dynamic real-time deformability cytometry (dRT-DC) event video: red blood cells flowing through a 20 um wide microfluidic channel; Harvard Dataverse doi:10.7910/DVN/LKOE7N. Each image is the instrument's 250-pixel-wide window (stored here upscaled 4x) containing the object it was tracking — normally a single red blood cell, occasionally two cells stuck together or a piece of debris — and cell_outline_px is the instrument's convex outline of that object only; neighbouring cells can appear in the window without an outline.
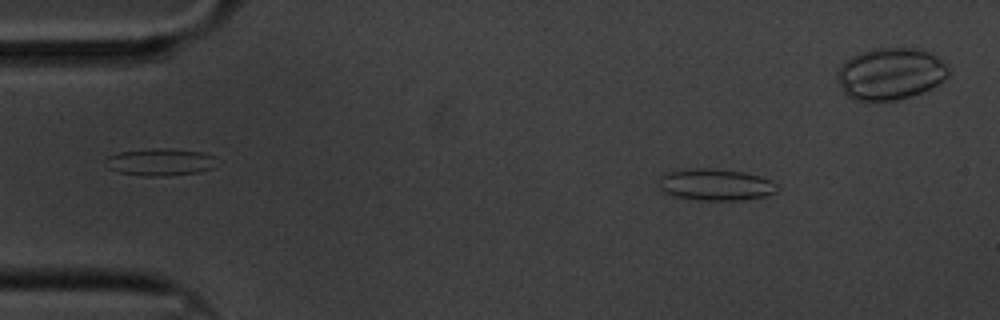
{"species": "common noctule bat (a hibernating species)", "species_latin": "Nyctalus noctula", "temperature_condition": "cold", "stored_images_in_passage": 61, "camera_frame_rate_fps": 3000, "um_per_image_px": 0.085, "animal": {"sex": "male", "body_mass_g": 20.1, "forearm_length_mm": 53.5}, "frame": {"image": 1, "passage_image": 9, "time_ms": 2.667, "image_size_px": [1000, 320], "cell_outline_px": [[780, 188], [776, 192], [764, 196], [744, 200], [700, 200], [672, 196], [664, 192], [660, 188], [660, 176], [664, 172], [680, 168], [712, 168], [744, 172], [760, 176], [772, 180]], "centroid_in_image_um": [60.81, 15.68], "position_along_channel_um": 24.2, "area_um2": 22.25}}
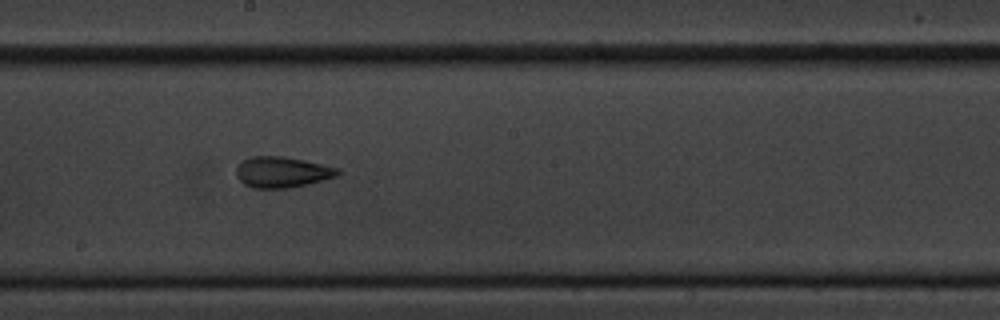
{"frame": {"image": 2, "passage_image": 33, "time_ms": 10.667, "image_size_px": [1000, 320], "cell_outline_px": [[340, 172], [336, 176], [324, 180], [308, 184], [288, 188], [252, 188], [244, 184], [236, 176], [236, 168], [244, 160], [252, 156], [284, 156], [304, 160], [336, 168]], "centroid_in_image_um": [23.95, 14.63], "position_along_channel_um": 224.3, "area_um2": 18.09}}
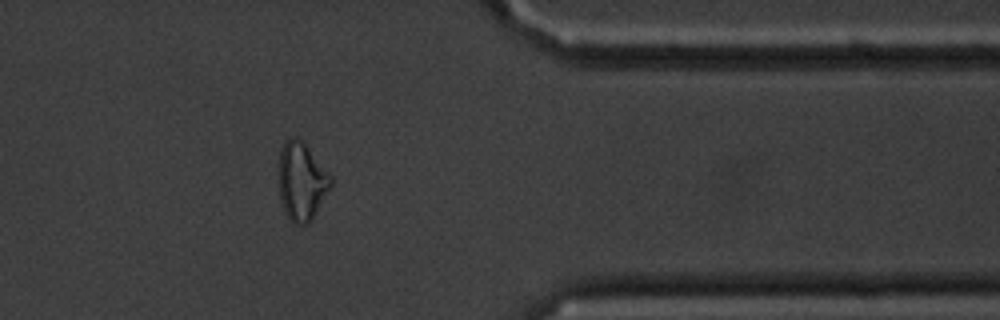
{"frame": {"image": 3, "passage_image": 49, "time_ms": 16.0, "image_size_px": [1000, 320], "cell_outline_px": [[332, 184], [312, 220], [308, 224], [292, 224], [284, 212], [280, 200], [280, 152], [284, 144], [292, 136], [296, 136], [304, 144], [332, 176]], "centroid_in_image_um": [25.65, 15.47], "position_along_channel_um": 385.8, "area_um2": 23.29}, "authors_computed_cell_mechanics": {"area_um2": 20.4034, "velocity_mm_per_s": 3.3173, "shape_relaxation_time_tau1_ms": 9.1556, "shape_relaxation_time_tau2_ms": 1.8227, "deformation_change_tau1": 0.1962, "deformation_change_tau2": 0.0745}}